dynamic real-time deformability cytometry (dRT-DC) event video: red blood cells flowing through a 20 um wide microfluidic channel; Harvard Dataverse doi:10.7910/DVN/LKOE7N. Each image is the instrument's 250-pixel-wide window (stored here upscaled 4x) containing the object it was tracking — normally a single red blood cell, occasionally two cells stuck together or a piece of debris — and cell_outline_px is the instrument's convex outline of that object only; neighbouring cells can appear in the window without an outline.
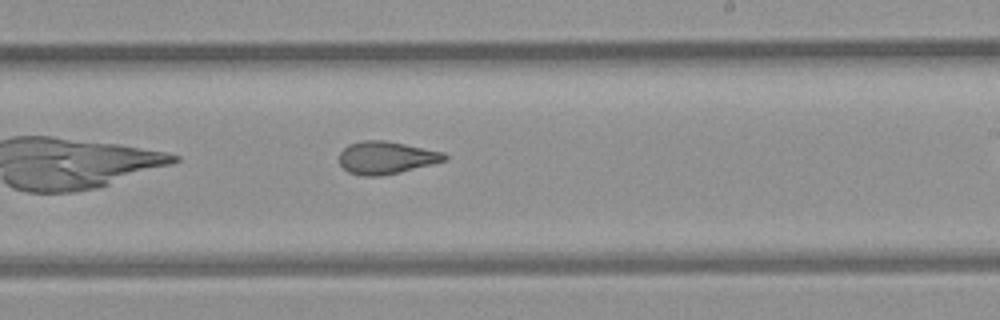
{"species": "common noctule bat (a hibernating species)", "species_latin": "Nyctalus noctula", "temperature_condition": "room temperature", "stored_images_in_passage": 27, "camera_frame_rate_fps": 3000, "um_per_image_px": 0.085, "animal": {"sex": "female", "body_mass_g": 21.9}, "frame": {"image": 1, "passage_image": 16, "time_ms": 5.0, "image_size_px": [1000, 320], "cell_outline_px": [[448, 160], [400, 172], [380, 176], [364, 176], [348, 172], [340, 164], [340, 152], [348, 144], [364, 140], [384, 140], [444, 152], [448, 156]], "centroid_in_image_um": [32.83, 13.4], "position_along_channel_um": 256.2, "area_um2": 19.94}}